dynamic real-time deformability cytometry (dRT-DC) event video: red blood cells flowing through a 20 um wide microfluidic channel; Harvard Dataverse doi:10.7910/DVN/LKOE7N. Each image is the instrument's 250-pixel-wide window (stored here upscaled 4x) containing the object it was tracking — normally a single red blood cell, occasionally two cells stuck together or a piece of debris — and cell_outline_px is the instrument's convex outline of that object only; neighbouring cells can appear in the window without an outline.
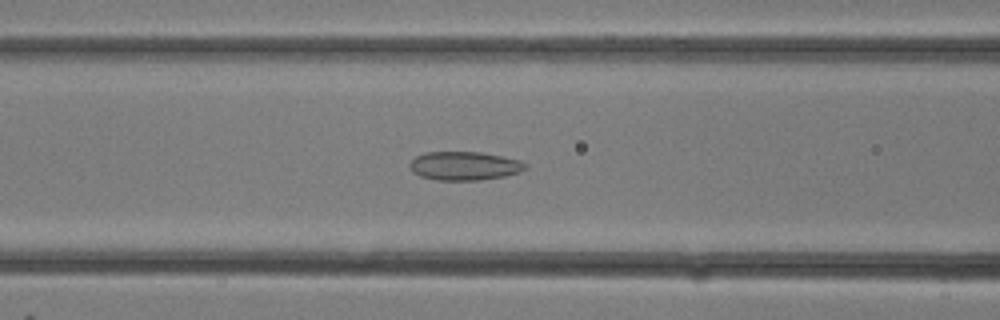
{"species": "common noctule bat (a hibernating species)", "species_latin": "Nyctalus noctula", "temperature_condition": "room temperature", "stored_images_in_passage": 31, "camera_frame_rate_fps": 3000, "um_per_image_px": 0.085, "animal": {"sex": "female"}, "frame": {"image": 1, "passage_image": 13, "time_ms": 4.0, "image_size_px": [1000, 320], "cell_outline_px": [[528, 168], [520, 172], [504, 176], [480, 180], [436, 180], [420, 176], [412, 172], [408, 164], [416, 156], [424, 152], [480, 152], [504, 156], [520, 160], [528, 164]], "centroid_in_image_um": [39.49, 14.09], "position_along_channel_um": 127.1, "area_um2": 19.54}}
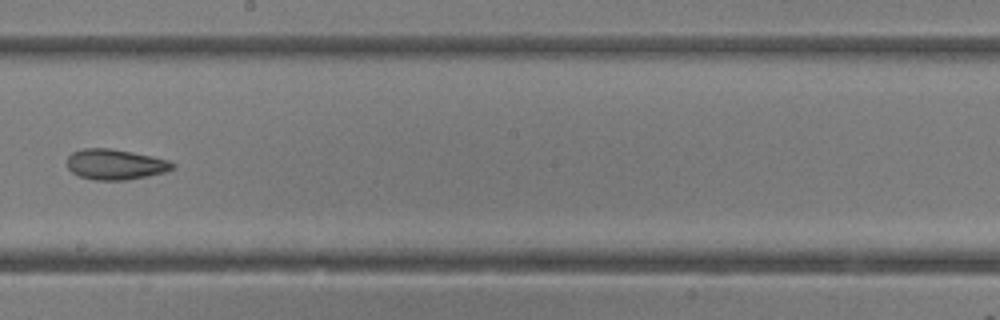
{"frame": {"image": 2, "passage_image": 18, "time_ms": 5.667, "image_size_px": [1000, 320], "cell_outline_px": [[176, 168], [164, 172], [148, 176], [128, 180], [96, 180], [80, 176], [72, 172], [68, 168], [68, 156], [72, 152], [84, 148], [108, 148], [132, 152], [152, 156], [168, 160], [176, 164]], "centroid_in_image_um": [9.83, 13.97], "position_along_channel_um": 238.4, "area_um2": 18.73}}
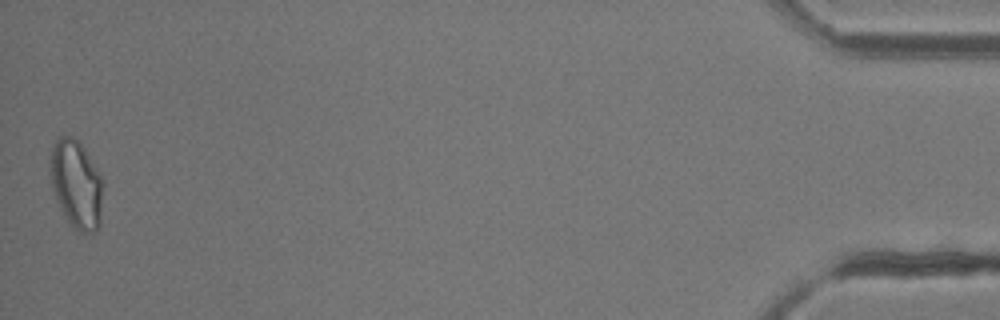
{"frame": {"image": 3, "passage_image": 31, "time_ms": 10.0, "image_size_px": [1000, 320], "cell_outline_px": [[104, 184], [100, 224], [92, 232], [80, 232], [72, 228], [60, 208], [56, 200], [52, 188], [52, 148], [56, 136], [72, 136], [84, 148], [100, 172], [104, 180]], "centroid_in_image_um": [6.53, 15.67], "position_along_channel_um": 428.7, "area_um2": 27.17}}